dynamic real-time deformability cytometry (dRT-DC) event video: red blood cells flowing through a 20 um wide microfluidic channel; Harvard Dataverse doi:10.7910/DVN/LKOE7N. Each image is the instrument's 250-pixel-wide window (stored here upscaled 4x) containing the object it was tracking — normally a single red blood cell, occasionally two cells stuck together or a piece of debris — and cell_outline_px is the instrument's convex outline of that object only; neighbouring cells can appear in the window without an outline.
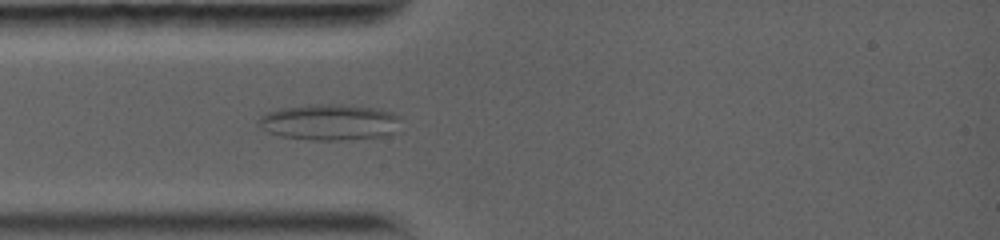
{"species": "common noctule bat (a hibernating species)", "species_latin": "Nyctalus noctula", "temperature_condition": "warm", "stored_images_in_passage": 4, "camera_frame_rate_fps": 5000, "um_per_image_px": 0.085, "animal": {"sex": "female", "body_mass_g": 19.0, "forearm_length_mm": 56.7}, "frame": {"image": 1, "passage_image": 3, "time_ms": 2.0, "image_size_px": [1000, 240], "cell_outline_px": [[400, 116], [392, 132], [380, 136], [344, 140], [312, 140], [280, 136], [268, 132], [256, 120], [268, 112], [280, 108], [312, 104], [340, 104], [376, 108], [392, 112]], "centroid_in_image_um": [27.96, 10.37], "position_along_channel_um": 57.0, "area_um2": 29.48}}